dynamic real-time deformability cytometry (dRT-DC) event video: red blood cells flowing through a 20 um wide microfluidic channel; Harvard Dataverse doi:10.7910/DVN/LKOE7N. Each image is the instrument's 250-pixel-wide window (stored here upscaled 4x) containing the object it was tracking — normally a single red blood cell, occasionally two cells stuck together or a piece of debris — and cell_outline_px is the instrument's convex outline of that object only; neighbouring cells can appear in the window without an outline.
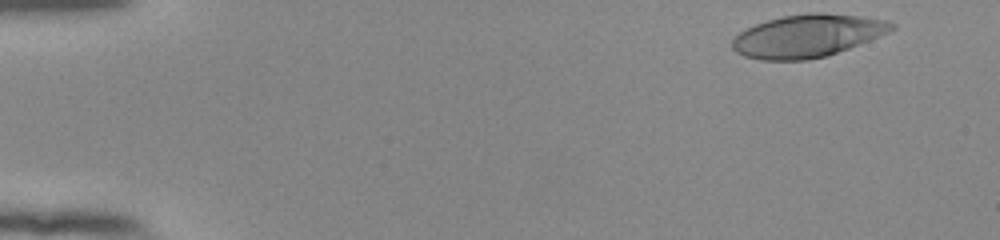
{"species": "human", "species_latin": "Homo sapiens", "temperature_condition": "room temperature", "stored_images_in_passage": 51, "camera_frame_rate_fps": 3000, "um_per_image_px": 0.085, "donor": {"sex": "female"}, "frame": {"image": 1, "passage_image": 2, "time_ms": 0.333, "image_size_px": [1000, 240], "cell_outline_px": [[896, 28], [888, 32], [828, 56], [808, 60], [760, 60], [744, 56], [736, 52], [732, 48], [732, 40], [740, 32], [756, 24], [780, 16], [808, 12], [824, 12], [888, 20], [896, 24]], "centroid_in_image_um": [68.62, 3.04], "position_along_channel_um": 16.4, "area_um2": 39.59}}
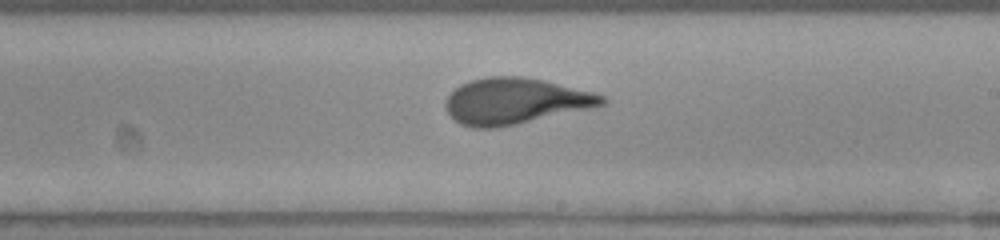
{"frame": {"image": 2, "passage_image": 30, "time_ms": 9.667, "image_size_px": [1000, 240], "cell_outline_px": [[608, 100], [604, 104], [588, 108], [516, 124], [496, 128], [472, 128], [460, 124], [448, 112], [444, 104], [448, 96], [460, 84], [472, 80], [488, 76], [524, 76], [544, 80], [592, 92], [604, 96]], "centroid_in_image_um": [43.75, 8.58], "position_along_channel_um": 245.2, "area_um2": 41.56}}
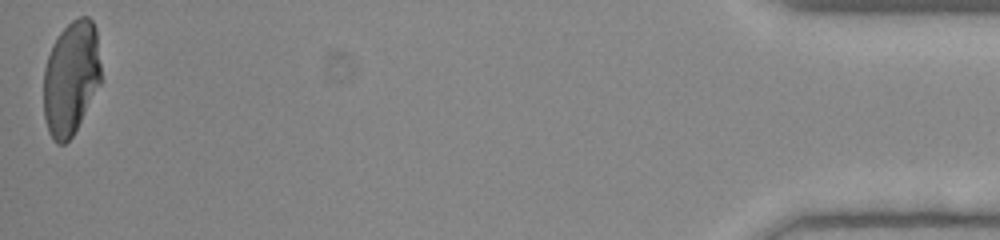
{"frame": {"image": 3, "passage_image": 51, "time_ms": 16.667, "image_size_px": [1000, 240], "cell_outline_px": [[100, 84], [72, 136], [64, 144], [56, 144], [52, 140], [48, 132], [44, 116], [44, 68], [52, 44], [60, 32], [72, 20], [80, 16], [88, 16], [92, 20], [96, 28], [100, 64]], "centroid_in_image_um": [6.02, 6.62], "position_along_channel_um": 429.2, "area_um2": 38.09}, "authors_computed_cell_mechanics": {"area_um2": 41.0958, "velocity_mm_per_s": 3.8563, "shape_relaxation_time_tau1_ms": 6.7354, "shape_relaxation_time_tau2_ms": 0.8279, "deformation_change_tau1": 0.2374, "deformation_change_tau2": 0.0895}}